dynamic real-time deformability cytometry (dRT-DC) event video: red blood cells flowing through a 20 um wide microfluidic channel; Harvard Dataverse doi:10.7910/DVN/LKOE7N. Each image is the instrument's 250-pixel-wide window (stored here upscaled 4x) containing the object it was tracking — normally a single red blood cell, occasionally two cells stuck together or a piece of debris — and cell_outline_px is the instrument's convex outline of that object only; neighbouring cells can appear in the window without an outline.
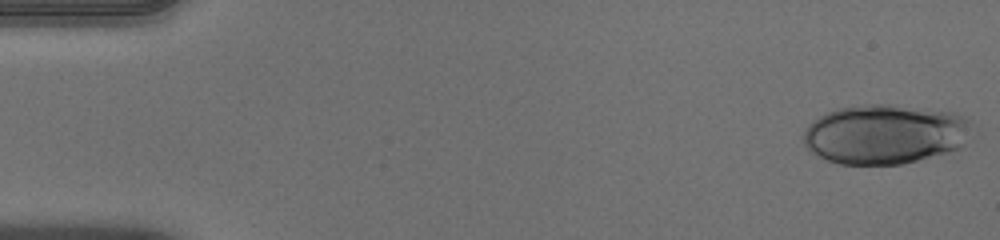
{"species": "human", "species_latin": "Homo sapiens", "temperature_condition": "warm", "stored_images_in_passage": 50, "segment_of_instrument_passage": [1, 2], "camera_frame_rate_fps": 3000, "um_per_image_px": 0.085, "donor": {"sex": "male"}, "frame": {"image": 1, "passage_image": 1, "time_ms": 0.0, "image_size_px": [1000, 240], "cell_outline_px": [[972, 124], [960, 148], [948, 152], [900, 164], [840, 164], [816, 156], [804, 144], [804, 132], [808, 124], [824, 112], [836, 108], [872, 104], [888, 104], [952, 112], [968, 120]], "centroid_in_image_um": [75.16, 11.4], "position_along_channel_um": 9.8, "area_um2": 58.09}}
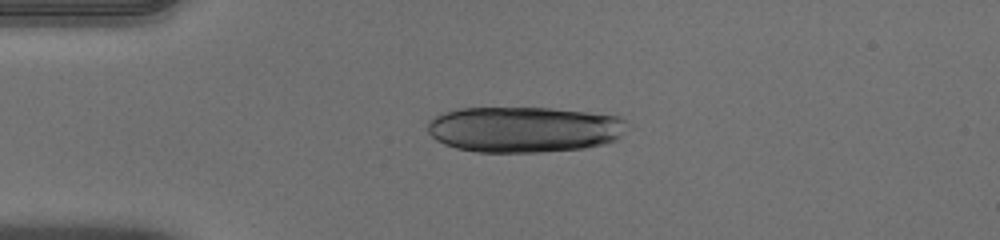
{"frame": {"image": 2, "passage_image": 12, "time_ms": 3.667, "image_size_px": [1000, 240], "cell_outline_px": [[632, 128], [616, 140], [604, 144], [584, 148], [540, 152], [476, 152], [456, 148], [444, 144], [436, 140], [428, 132], [428, 120], [444, 112], [460, 108], [552, 108], [620, 116]], "centroid_in_image_um": [44.6, 11.0], "position_along_channel_um": 40.4, "area_um2": 53.75}}